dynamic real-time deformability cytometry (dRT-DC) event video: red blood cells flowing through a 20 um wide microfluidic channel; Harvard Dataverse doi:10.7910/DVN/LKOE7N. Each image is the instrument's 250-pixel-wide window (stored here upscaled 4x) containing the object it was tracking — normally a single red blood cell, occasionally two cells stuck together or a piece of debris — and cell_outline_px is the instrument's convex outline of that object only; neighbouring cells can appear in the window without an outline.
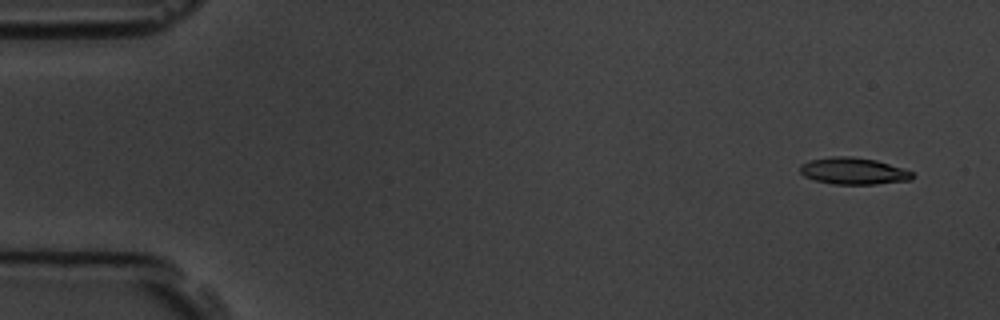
{"species": "common noctule bat (a hibernating species)", "species_latin": "Nyctalus noctula", "temperature_condition": "room temperature", "stored_images_in_passage": 5, "camera_frame_rate_fps": 3000, "um_per_image_px": 0.085, "animal": {"sex": "male", "body_mass_g": 19.5, "forearm_length_mm": 54.6}, "frame": {"image": 1, "passage_image": 2, "time_ms": 1.0, "image_size_px": [1000, 320], "cell_outline_px": [[912, 180], [876, 184], [836, 184], [816, 180], [804, 176], [800, 172], [800, 164], [808, 160], [832, 156], [852, 156], [876, 160], [912, 172]], "centroid_in_image_um": [72.5, 14.53], "position_along_channel_um": 12.5, "area_um2": 17.4}}